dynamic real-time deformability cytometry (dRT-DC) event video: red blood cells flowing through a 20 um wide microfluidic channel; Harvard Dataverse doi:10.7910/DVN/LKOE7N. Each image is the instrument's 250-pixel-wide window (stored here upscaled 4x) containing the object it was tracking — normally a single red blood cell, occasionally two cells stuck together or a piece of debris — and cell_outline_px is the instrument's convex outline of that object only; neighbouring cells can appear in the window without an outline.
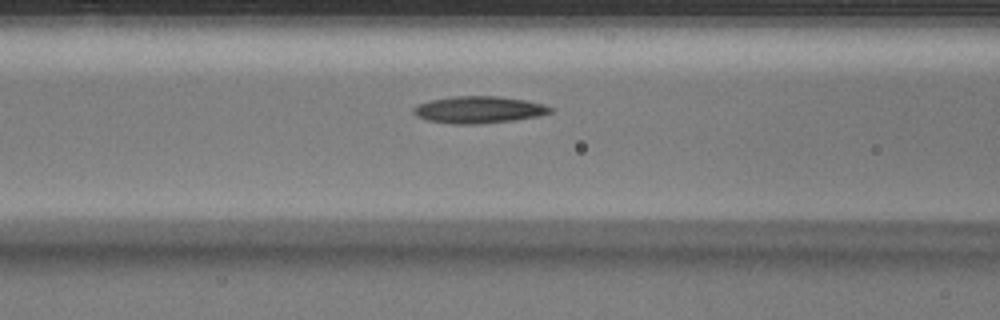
{"species": "Egyptian fruit bat (a non-hibernating species)", "species_latin": "Rousettus aegyptiacus", "temperature_condition": "warm", "stored_images_in_passage": 10, "camera_frame_rate_fps": 3000, "um_per_image_px": 0.085, "animal": {"sex": "male"}, "frame": {"image": 1, "passage_image": 6, "time_ms": 1.667, "image_size_px": [1000, 320], "cell_outline_px": [[556, 108], [552, 112], [540, 116], [512, 120], [476, 124], [452, 124], [428, 120], [416, 116], [412, 112], [412, 108], [416, 104], [432, 100], [452, 96], [496, 96], [524, 100], [544, 104]], "centroid_in_image_um": [40.7, 9.32], "position_along_channel_um": 125.9, "area_um2": 21.56}}
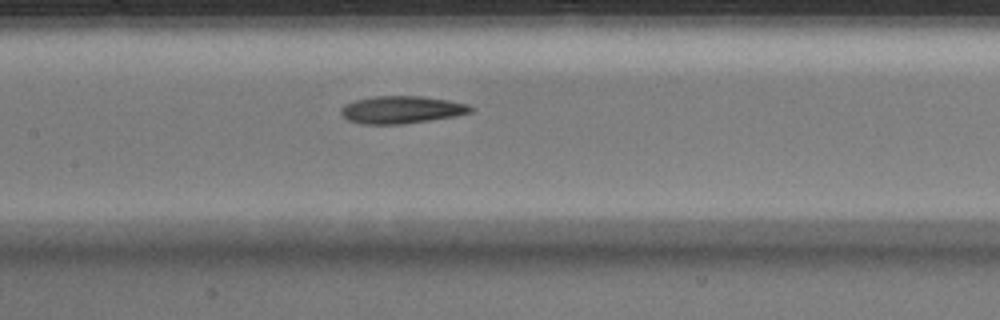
{"frame": {"image": 2, "passage_image": 9, "time_ms": 2.667, "image_size_px": [1000, 320], "cell_outline_px": [[476, 108], [472, 112], [456, 116], [400, 124], [360, 124], [348, 120], [340, 112], [340, 108], [344, 104], [356, 100], [376, 96], [420, 96], [448, 100], [468, 104]], "centroid_in_image_um": [34.14, 9.32], "position_along_channel_um": 173.3, "area_um2": 20.75}}